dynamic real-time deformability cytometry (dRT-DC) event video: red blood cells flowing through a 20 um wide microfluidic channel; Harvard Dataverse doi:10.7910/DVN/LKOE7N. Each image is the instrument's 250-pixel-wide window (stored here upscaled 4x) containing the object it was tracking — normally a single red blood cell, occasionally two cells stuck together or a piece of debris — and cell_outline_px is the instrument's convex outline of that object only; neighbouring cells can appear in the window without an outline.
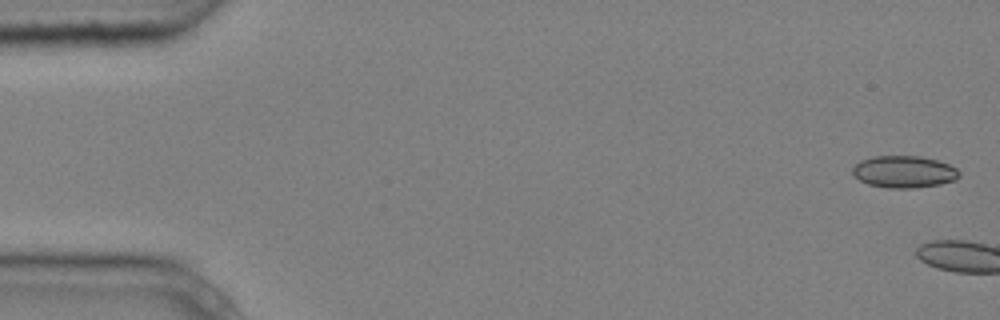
{"species": "common noctule bat (a hibernating species)", "species_latin": "Nyctalus noctula", "temperature_condition": "cold", "stored_images_in_passage": 5, "camera_frame_rate_fps": 3000, "um_per_image_px": 0.085, "animal": {"sex": "male", "body_mass_g": 20.4}, "frame": {"image": 1, "passage_image": 1, "time_ms": 0.0, "image_size_px": [1000, 320], "cell_outline_px": [[960, 176], [956, 180], [940, 184], [916, 188], [888, 188], [868, 184], [852, 176], [852, 168], [860, 160], [872, 156], [920, 156], [936, 160], [948, 164], [956, 168], [960, 172]], "centroid_in_image_um": [76.83, 14.6], "position_along_channel_um": 8.2, "area_um2": 20.06}}
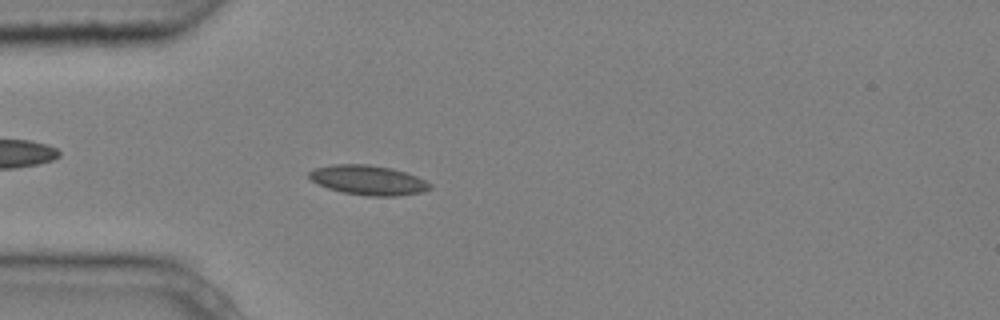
{"frame": {"image": 2, "passage_image": 5, "time_ms": 1.333, "image_size_px": [1000, 320], "cell_outline_px": [[432, 188], [424, 192], [396, 196], [368, 196], [344, 192], [328, 188], [312, 180], [308, 176], [308, 172], [316, 168], [332, 164], [368, 164], [392, 168], [416, 176], [432, 184]], "centroid_in_image_um": [31.33, 15.31], "position_along_channel_um": 53.7, "area_um2": 20.81}}